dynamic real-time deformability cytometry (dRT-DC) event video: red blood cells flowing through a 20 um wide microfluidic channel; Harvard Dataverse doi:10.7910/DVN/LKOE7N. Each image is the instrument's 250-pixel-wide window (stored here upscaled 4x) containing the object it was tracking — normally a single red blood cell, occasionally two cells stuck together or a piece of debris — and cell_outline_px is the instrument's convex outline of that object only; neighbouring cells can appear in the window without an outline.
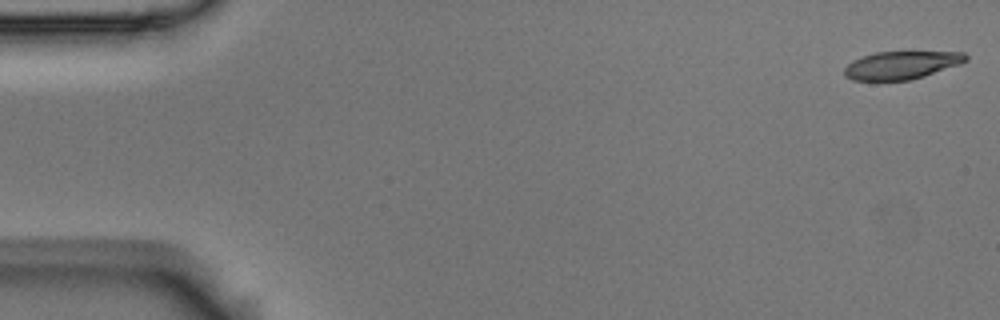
{"species": "Egyptian fruit bat (a non-hibernating species)", "species_latin": "Rousettus aegyptiacus", "temperature_condition": "room temperature", "stored_images_in_passage": 7, "camera_frame_rate_fps": 3000, "um_per_image_px": 0.085, "animal": {"sex": "male"}, "frame": {"image": 1, "passage_image": 1, "time_ms": 0.0, "image_size_px": [1000, 320], "cell_outline_px": [[968, 60], [960, 64], [924, 76], [908, 80], [852, 80], [844, 76], [844, 68], [852, 60], [876, 52], [964, 52], [968, 56]], "centroid_in_image_um": [76.62, 5.53], "position_along_channel_um": 8.4, "area_um2": 19.65}}
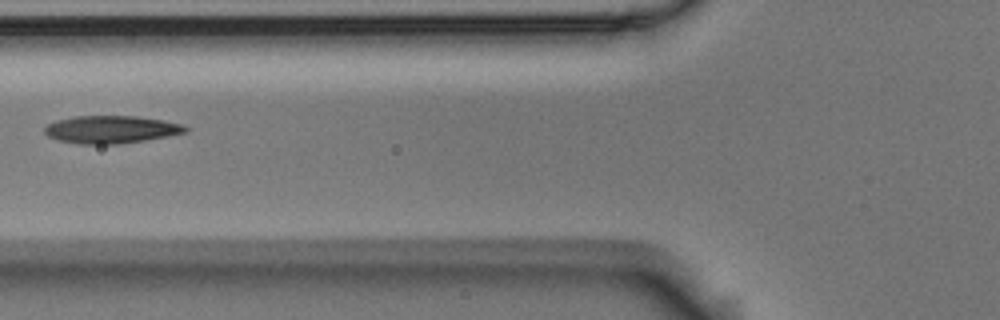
{"frame": {"image": 2, "passage_image": 6, "time_ms": 1.667, "image_size_px": [1000, 320], "cell_outline_px": [[188, 132], [168, 136], [120, 144], [80, 144], [56, 140], [48, 136], [44, 132], [44, 128], [48, 124], [56, 120], [72, 116], [136, 116], [164, 120], [184, 124], [188, 128]], "centroid_in_image_um": [9.45, 11.0], "position_along_channel_um": 116.4, "area_um2": 22.89}}
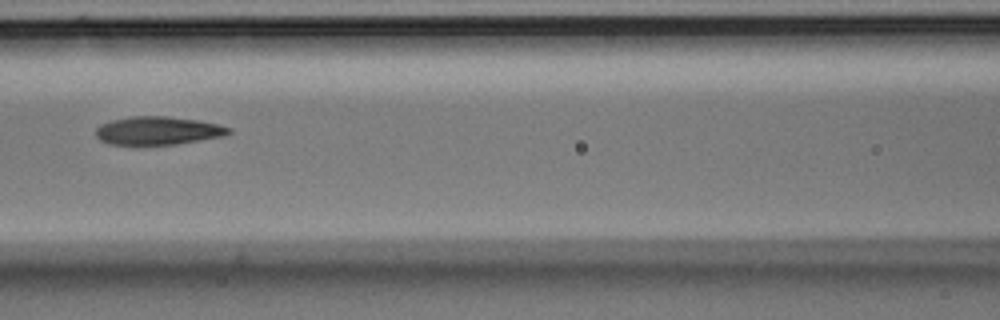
{"frame": {"image": 3, "passage_image": 7, "time_ms": 2.0, "image_size_px": [1000, 320], "cell_outline_px": [[232, 132], [224, 136], [176, 144], [108, 144], [100, 140], [96, 136], [96, 128], [100, 124], [112, 120], [132, 116], [168, 116], [196, 120], [216, 124], [232, 128]], "centroid_in_image_um": [13.42, 11.1], "position_along_channel_um": 153.2, "area_um2": 21.73}}